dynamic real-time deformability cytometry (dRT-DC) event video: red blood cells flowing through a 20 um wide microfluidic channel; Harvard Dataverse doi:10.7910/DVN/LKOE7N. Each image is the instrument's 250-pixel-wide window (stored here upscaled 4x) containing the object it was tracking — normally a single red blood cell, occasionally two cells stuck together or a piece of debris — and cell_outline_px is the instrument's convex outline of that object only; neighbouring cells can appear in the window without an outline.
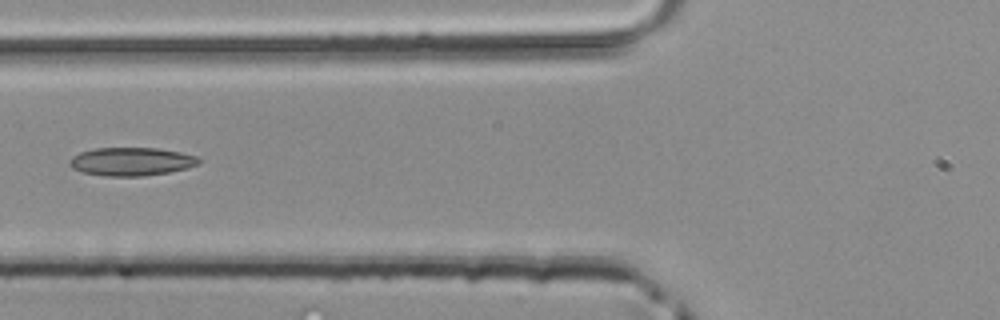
{"species": "common noctule bat (a hibernating species)", "species_latin": "Nyctalus noctula", "temperature_condition": "room temperature", "stored_images_in_passage": 46, "camera_frame_rate_fps": 3000, "um_per_image_px": 0.085, "animal": {"sex": "male", "body_mass_g": 20.4}, "frame": {"image": 1, "passage_image": 18, "time_ms": 5.667, "image_size_px": [1000, 320], "cell_outline_px": [[200, 164], [188, 168], [168, 172], [140, 176], [104, 176], [84, 172], [72, 168], [68, 164], [68, 160], [72, 156], [80, 152], [96, 148], [156, 148], [180, 152], [196, 156], [200, 160]], "centroid_in_image_um": [11.15, 13.73], "position_along_channel_um": 114.7, "area_um2": 21.27}}
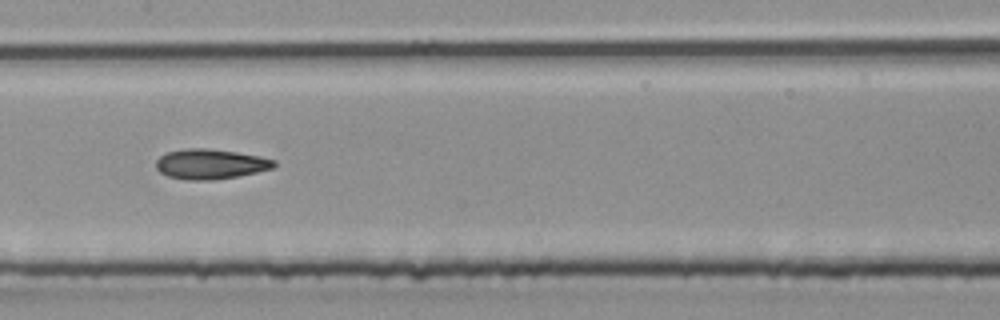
{"frame": {"image": 2, "passage_image": 23, "time_ms": 7.333, "image_size_px": [1000, 320], "cell_outline_px": [[276, 164], [272, 168], [256, 172], [236, 176], [212, 180], [188, 180], [168, 176], [160, 172], [156, 168], [156, 160], [164, 152], [188, 148], [208, 148], [236, 152], [260, 156], [276, 160]], "centroid_in_image_um": [17.86, 13.93], "position_along_channel_um": 189.5, "area_um2": 20.63}}
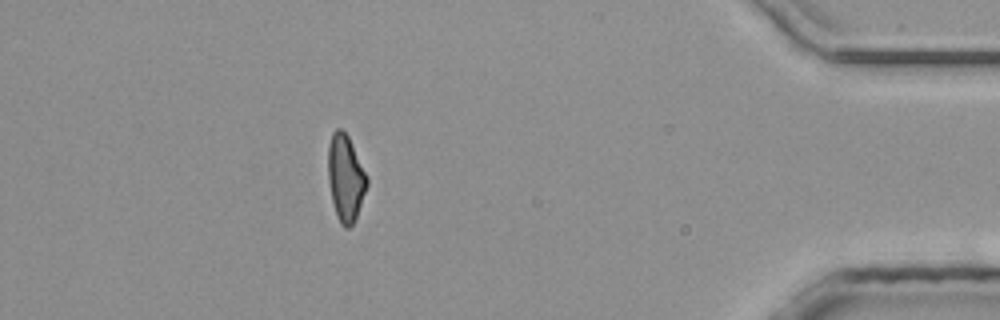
{"frame": {"image": 3, "passage_image": 41, "time_ms": 13.333, "image_size_px": [1000, 320], "cell_outline_px": [[368, 184], [356, 216], [352, 224], [348, 228], [344, 228], [340, 224], [336, 216], [332, 200], [328, 180], [328, 144], [332, 132], [336, 128], [340, 128], [348, 136], [368, 176]], "centroid_in_image_um": [29.36, 15.11], "position_along_channel_um": 405.8, "area_um2": 19.59}}